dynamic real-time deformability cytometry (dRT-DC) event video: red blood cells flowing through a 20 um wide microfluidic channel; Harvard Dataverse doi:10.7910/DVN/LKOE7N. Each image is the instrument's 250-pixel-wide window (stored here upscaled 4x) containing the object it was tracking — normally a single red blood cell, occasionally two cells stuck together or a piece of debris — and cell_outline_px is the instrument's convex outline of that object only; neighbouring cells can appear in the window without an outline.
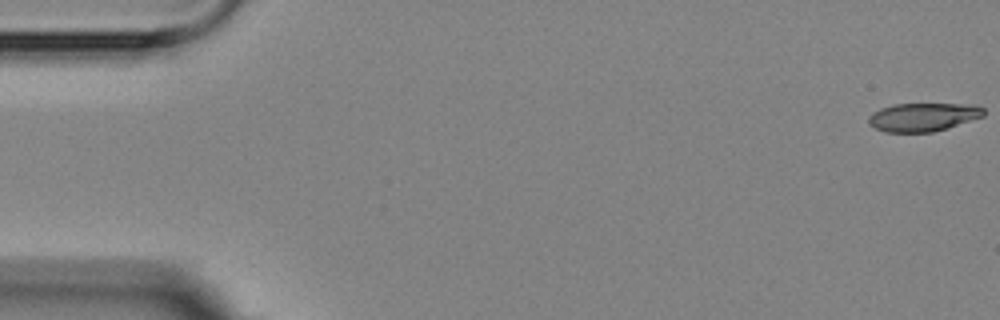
{"species": "Egyptian fruit bat (a non-hibernating species)", "species_latin": "Rousettus aegyptiacus", "temperature_condition": "room temperature", "stored_images_in_passage": 3, "segment_of_instrument_passage": [2, 2], "camera_frame_rate_fps": 3000, "um_per_image_px": 0.085, "animal": {"sex": "female"}, "frame": {"image": 1, "passage_image": 3, "time_ms": 3.333, "image_size_px": [1000, 320], "cell_outline_px": [[984, 116], [948, 128], [932, 132], [884, 132], [868, 124], [868, 116], [872, 112], [880, 108], [892, 104], [976, 104], [984, 108]], "centroid_in_image_um": [78.45, 9.94], "position_along_channel_um": 6.5, "area_um2": 19.25}}